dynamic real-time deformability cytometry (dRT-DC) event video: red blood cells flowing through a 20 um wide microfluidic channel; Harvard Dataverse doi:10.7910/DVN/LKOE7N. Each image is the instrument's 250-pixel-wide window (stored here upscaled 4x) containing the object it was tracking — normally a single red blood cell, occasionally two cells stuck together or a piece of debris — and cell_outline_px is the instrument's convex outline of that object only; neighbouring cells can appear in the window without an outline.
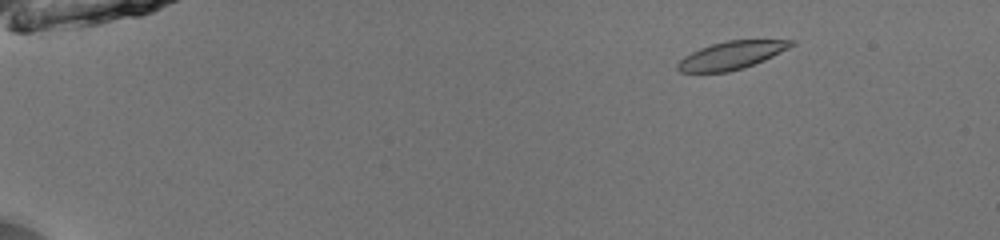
{"species": "common noctule bat (a hibernating species)", "species_latin": "Nyctalus noctula", "temperature_condition": "room temperature", "stored_images_in_passage": 49, "camera_frame_rate_fps": 3000, "um_per_image_px": 0.085, "animal": {"sex": "male", "body_mass_g": 13.0, "forearm_length_mm": 53.1}, "frame": {"image": 1, "passage_image": 5, "time_ms": 1.333, "image_size_px": [1000, 240], "cell_outline_px": [[796, 44], [764, 60], [744, 68], [728, 72], [680, 72], [676, 68], [676, 64], [684, 56], [700, 48], [712, 44], [728, 40], [796, 40]], "centroid_in_image_um": [62.16, 4.7], "position_along_channel_um": 22.8, "area_um2": 18.38}}
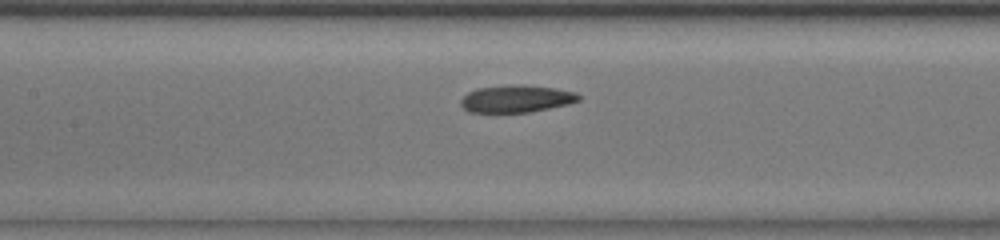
{"frame": {"image": 2, "passage_image": 24, "time_ms": 7.667, "image_size_px": [1000, 240], "cell_outline_px": [[580, 100], [568, 104], [528, 112], [468, 112], [460, 104], [460, 100], [468, 92], [476, 88], [516, 84], [524, 84], [552, 88], [576, 92], [580, 96]], "centroid_in_image_um": [43.87, 8.38], "position_along_channel_um": 163.5, "area_um2": 18.67}}
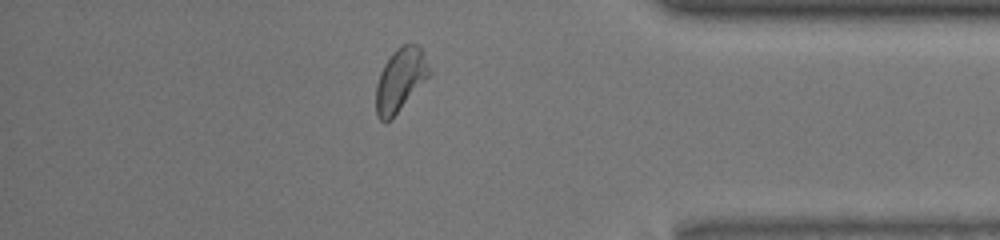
{"frame": {"image": 3, "passage_image": 43, "time_ms": 14.0, "image_size_px": [1000, 240], "cell_outline_px": [[432, 72], [396, 112], [388, 120], [380, 120], [376, 116], [376, 84], [380, 72], [384, 64], [392, 52], [396, 48], [404, 44], [416, 44], [424, 52], [432, 68]], "centroid_in_image_um": [34.03, 6.71], "position_along_channel_um": 401.2, "area_um2": 19.25}, "authors_computed_cell_mechanics": {"area_um2": 19.1896, "velocity_mm_per_s": 4.0357, "shape_relaxation_time_tau1_ms": 2.8844, "shape_relaxation_time_tau2_ms": 1.6735, "deformation_change_tau1": 0.1173, "deformation_change_tau2": 0.0738}}